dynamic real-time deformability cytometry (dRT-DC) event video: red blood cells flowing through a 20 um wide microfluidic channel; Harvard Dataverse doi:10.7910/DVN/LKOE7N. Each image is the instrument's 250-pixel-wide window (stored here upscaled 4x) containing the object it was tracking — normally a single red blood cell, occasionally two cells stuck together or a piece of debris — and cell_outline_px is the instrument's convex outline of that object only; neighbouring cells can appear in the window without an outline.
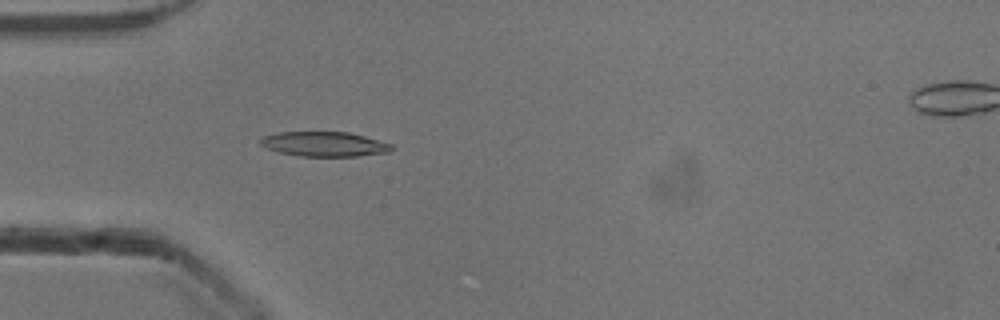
{"species": "common noctule bat (a hibernating species)", "species_latin": "Nyctalus noctula", "temperature_condition": "cold", "stored_images_in_passage": 5, "camera_frame_rate_fps": 3000, "um_per_image_px": 0.085, "animal": {"sex": "male", "body_mass_g": 13.3}, "frame": {"image": 1, "passage_image": 4, "time_ms": 1.0, "image_size_px": [1000, 320], "cell_outline_px": [[392, 152], [356, 156], [300, 156], [280, 152], [268, 148], [260, 144], [260, 140], [264, 136], [276, 132], [348, 132], [364, 136], [392, 144]], "centroid_in_image_um": [27.58, 12.24], "position_along_channel_um": 57.4, "area_um2": 18.79}}